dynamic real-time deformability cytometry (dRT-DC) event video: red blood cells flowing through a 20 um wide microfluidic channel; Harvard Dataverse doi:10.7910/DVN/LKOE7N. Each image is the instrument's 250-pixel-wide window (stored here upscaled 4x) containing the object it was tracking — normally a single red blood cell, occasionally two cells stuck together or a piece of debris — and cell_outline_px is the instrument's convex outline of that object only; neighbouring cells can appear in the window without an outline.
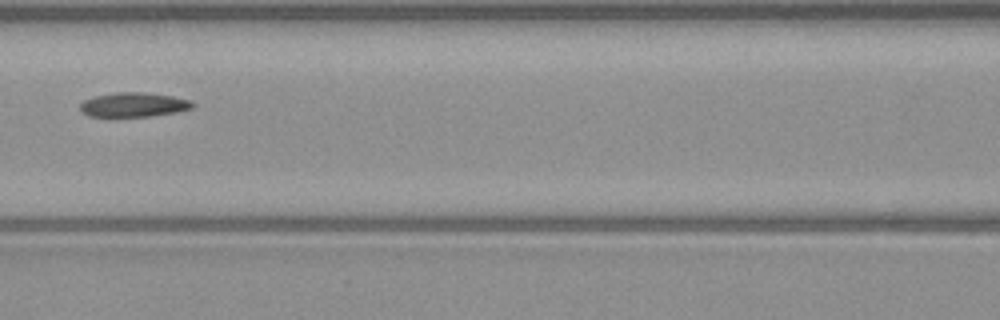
{"species": "common noctule bat (a hibernating species)", "species_latin": "Nyctalus noctula", "temperature_condition": "warm", "stored_images_in_passage": 6, "camera_frame_rate_fps": 3000, "um_per_image_px": 0.085, "animal": {"sex": "male", "body_mass_g": 23.1, "forearm_length_mm": 52.7}, "frame": {"image": 1, "passage_image": 6, "time_ms": 6.0, "image_size_px": [1000, 320], "cell_outline_px": [[196, 104], [192, 108], [176, 112], [148, 116], [116, 120], [88, 116], [80, 112], [80, 104], [84, 100], [96, 96], [116, 92], [144, 92], [172, 96], [192, 100]], "centroid_in_image_um": [11.3, 8.95], "position_along_channel_um": 155.3, "area_um2": 16.82}}